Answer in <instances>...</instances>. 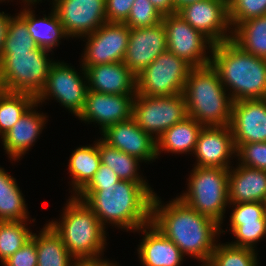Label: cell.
<instances>
[{
	"label": "cell",
	"instance_id": "cell-27",
	"mask_svg": "<svg viewBox=\"0 0 266 266\" xmlns=\"http://www.w3.org/2000/svg\"><path fill=\"white\" fill-rule=\"evenodd\" d=\"M93 145L80 146L73 150L69 162L68 171L71 175V187L73 196H76L93 178L101 164V158L97 142Z\"/></svg>",
	"mask_w": 266,
	"mask_h": 266
},
{
	"label": "cell",
	"instance_id": "cell-37",
	"mask_svg": "<svg viewBox=\"0 0 266 266\" xmlns=\"http://www.w3.org/2000/svg\"><path fill=\"white\" fill-rule=\"evenodd\" d=\"M232 233L237 240L230 245L256 250V243L266 236V220L242 222Z\"/></svg>",
	"mask_w": 266,
	"mask_h": 266
},
{
	"label": "cell",
	"instance_id": "cell-36",
	"mask_svg": "<svg viewBox=\"0 0 266 266\" xmlns=\"http://www.w3.org/2000/svg\"><path fill=\"white\" fill-rule=\"evenodd\" d=\"M163 15L149 0H135L128 18L123 22L130 28H144L160 23Z\"/></svg>",
	"mask_w": 266,
	"mask_h": 266
},
{
	"label": "cell",
	"instance_id": "cell-25",
	"mask_svg": "<svg viewBox=\"0 0 266 266\" xmlns=\"http://www.w3.org/2000/svg\"><path fill=\"white\" fill-rule=\"evenodd\" d=\"M202 128L203 126L190 116L168 128L156 140L157 159L163 151L173 154H193Z\"/></svg>",
	"mask_w": 266,
	"mask_h": 266
},
{
	"label": "cell",
	"instance_id": "cell-46",
	"mask_svg": "<svg viewBox=\"0 0 266 266\" xmlns=\"http://www.w3.org/2000/svg\"><path fill=\"white\" fill-rule=\"evenodd\" d=\"M174 7H175V13L178 12L181 8H183L184 6L191 4V3H195L201 0H172Z\"/></svg>",
	"mask_w": 266,
	"mask_h": 266
},
{
	"label": "cell",
	"instance_id": "cell-3",
	"mask_svg": "<svg viewBox=\"0 0 266 266\" xmlns=\"http://www.w3.org/2000/svg\"><path fill=\"white\" fill-rule=\"evenodd\" d=\"M211 65L233 102L266 98V59L256 57L231 39L214 44Z\"/></svg>",
	"mask_w": 266,
	"mask_h": 266
},
{
	"label": "cell",
	"instance_id": "cell-49",
	"mask_svg": "<svg viewBox=\"0 0 266 266\" xmlns=\"http://www.w3.org/2000/svg\"><path fill=\"white\" fill-rule=\"evenodd\" d=\"M32 2H42V0H31Z\"/></svg>",
	"mask_w": 266,
	"mask_h": 266
},
{
	"label": "cell",
	"instance_id": "cell-15",
	"mask_svg": "<svg viewBox=\"0 0 266 266\" xmlns=\"http://www.w3.org/2000/svg\"><path fill=\"white\" fill-rule=\"evenodd\" d=\"M135 94H107L88 90L84 107L77 118L87 124L98 123L102 132L106 127L132 117Z\"/></svg>",
	"mask_w": 266,
	"mask_h": 266
},
{
	"label": "cell",
	"instance_id": "cell-34",
	"mask_svg": "<svg viewBox=\"0 0 266 266\" xmlns=\"http://www.w3.org/2000/svg\"><path fill=\"white\" fill-rule=\"evenodd\" d=\"M37 47L30 36L26 21L19 14L11 15L2 52L31 51Z\"/></svg>",
	"mask_w": 266,
	"mask_h": 266
},
{
	"label": "cell",
	"instance_id": "cell-38",
	"mask_svg": "<svg viewBox=\"0 0 266 266\" xmlns=\"http://www.w3.org/2000/svg\"><path fill=\"white\" fill-rule=\"evenodd\" d=\"M233 207L231 210L230 229L233 232L242 222H250L256 220H266L265 203L262 202H244L229 203Z\"/></svg>",
	"mask_w": 266,
	"mask_h": 266
},
{
	"label": "cell",
	"instance_id": "cell-7",
	"mask_svg": "<svg viewBox=\"0 0 266 266\" xmlns=\"http://www.w3.org/2000/svg\"><path fill=\"white\" fill-rule=\"evenodd\" d=\"M187 180V191L178 198L200 214L222 225L226 207H229V169L194 166Z\"/></svg>",
	"mask_w": 266,
	"mask_h": 266
},
{
	"label": "cell",
	"instance_id": "cell-16",
	"mask_svg": "<svg viewBox=\"0 0 266 266\" xmlns=\"http://www.w3.org/2000/svg\"><path fill=\"white\" fill-rule=\"evenodd\" d=\"M167 51L166 29L162 21L144 28H130L123 63L137 76L157 56Z\"/></svg>",
	"mask_w": 266,
	"mask_h": 266
},
{
	"label": "cell",
	"instance_id": "cell-23",
	"mask_svg": "<svg viewBox=\"0 0 266 266\" xmlns=\"http://www.w3.org/2000/svg\"><path fill=\"white\" fill-rule=\"evenodd\" d=\"M229 169V203L266 201V171L236 164Z\"/></svg>",
	"mask_w": 266,
	"mask_h": 266
},
{
	"label": "cell",
	"instance_id": "cell-26",
	"mask_svg": "<svg viewBox=\"0 0 266 266\" xmlns=\"http://www.w3.org/2000/svg\"><path fill=\"white\" fill-rule=\"evenodd\" d=\"M36 243L37 266H71L75 257L49 223L31 237Z\"/></svg>",
	"mask_w": 266,
	"mask_h": 266
},
{
	"label": "cell",
	"instance_id": "cell-24",
	"mask_svg": "<svg viewBox=\"0 0 266 266\" xmlns=\"http://www.w3.org/2000/svg\"><path fill=\"white\" fill-rule=\"evenodd\" d=\"M39 2L29 1L23 6V10L19 14L27 23L28 31L31 38L36 42L37 46L40 48L47 49L48 51H53V48L59 46L61 39L67 36L56 11L52 8L50 14L45 15L42 18H36L32 10V4H37ZM29 6V7H28ZM34 11V12H33Z\"/></svg>",
	"mask_w": 266,
	"mask_h": 266
},
{
	"label": "cell",
	"instance_id": "cell-12",
	"mask_svg": "<svg viewBox=\"0 0 266 266\" xmlns=\"http://www.w3.org/2000/svg\"><path fill=\"white\" fill-rule=\"evenodd\" d=\"M129 37L130 27L125 23H104L92 34L82 37L87 42L80 66L123 62Z\"/></svg>",
	"mask_w": 266,
	"mask_h": 266
},
{
	"label": "cell",
	"instance_id": "cell-2",
	"mask_svg": "<svg viewBox=\"0 0 266 266\" xmlns=\"http://www.w3.org/2000/svg\"><path fill=\"white\" fill-rule=\"evenodd\" d=\"M155 194L148 183L120 180L109 186H85L76 197L105 228L113 224L118 229L134 232L151 222Z\"/></svg>",
	"mask_w": 266,
	"mask_h": 266
},
{
	"label": "cell",
	"instance_id": "cell-40",
	"mask_svg": "<svg viewBox=\"0 0 266 266\" xmlns=\"http://www.w3.org/2000/svg\"><path fill=\"white\" fill-rule=\"evenodd\" d=\"M1 264L2 266H37V250L35 241L31 238Z\"/></svg>",
	"mask_w": 266,
	"mask_h": 266
},
{
	"label": "cell",
	"instance_id": "cell-6",
	"mask_svg": "<svg viewBox=\"0 0 266 266\" xmlns=\"http://www.w3.org/2000/svg\"><path fill=\"white\" fill-rule=\"evenodd\" d=\"M51 51L37 47L31 51L2 52L0 89L35 97L44 88L51 64Z\"/></svg>",
	"mask_w": 266,
	"mask_h": 266
},
{
	"label": "cell",
	"instance_id": "cell-33",
	"mask_svg": "<svg viewBox=\"0 0 266 266\" xmlns=\"http://www.w3.org/2000/svg\"><path fill=\"white\" fill-rule=\"evenodd\" d=\"M257 251L236 247L228 242L217 243L209 262L213 266H258Z\"/></svg>",
	"mask_w": 266,
	"mask_h": 266
},
{
	"label": "cell",
	"instance_id": "cell-14",
	"mask_svg": "<svg viewBox=\"0 0 266 266\" xmlns=\"http://www.w3.org/2000/svg\"><path fill=\"white\" fill-rule=\"evenodd\" d=\"M177 13L214 44L232 37L228 0H201L184 6Z\"/></svg>",
	"mask_w": 266,
	"mask_h": 266
},
{
	"label": "cell",
	"instance_id": "cell-47",
	"mask_svg": "<svg viewBox=\"0 0 266 266\" xmlns=\"http://www.w3.org/2000/svg\"><path fill=\"white\" fill-rule=\"evenodd\" d=\"M201 266H213L209 261L202 262Z\"/></svg>",
	"mask_w": 266,
	"mask_h": 266
},
{
	"label": "cell",
	"instance_id": "cell-18",
	"mask_svg": "<svg viewBox=\"0 0 266 266\" xmlns=\"http://www.w3.org/2000/svg\"><path fill=\"white\" fill-rule=\"evenodd\" d=\"M193 154L197 159L194 166L230 169V158L236 156L230 126H203Z\"/></svg>",
	"mask_w": 266,
	"mask_h": 266
},
{
	"label": "cell",
	"instance_id": "cell-31",
	"mask_svg": "<svg viewBox=\"0 0 266 266\" xmlns=\"http://www.w3.org/2000/svg\"><path fill=\"white\" fill-rule=\"evenodd\" d=\"M36 103V97L27 93L0 89V137Z\"/></svg>",
	"mask_w": 266,
	"mask_h": 266
},
{
	"label": "cell",
	"instance_id": "cell-11",
	"mask_svg": "<svg viewBox=\"0 0 266 266\" xmlns=\"http://www.w3.org/2000/svg\"><path fill=\"white\" fill-rule=\"evenodd\" d=\"M162 23L166 29L167 51L192 68L210 65L212 56L207 53H212L214 43L209 38L194 29L177 12L164 15Z\"/></svg>",
	"mask_w": 266,
	"mask_h": 266
},
{
	"label": "cell",
	"instance_id": "cell-22",
	"mask_svg": "<svg viewBox=\"0 0 266 266\" xmlns=\"http://www.w3.org/2000/svg\"><path fill=\"white\" fill-rule=\"evenodd\" d=\"M134 232L144 235L137 248L142 266H181L183 253L151 222Z\"/></svg>",
	"mask_w": 266,
	"mask_h": 266
},
{
	"label": "cell",
	"instance_id": "cell-45",
	"mask_svg": "<svg viewBox=\"0 0 266 266\" xmlns=\"http://www.w3.org/2000/svg\"><path fill=\"white\" fill-rule=\"evenodd\" d=\"M155 8L164 16L175 13V7L172 0H149Z\"/></svg>",
	"mask_w": 266,
	"mask_h": 266
},
{
	"label": "cell",
	"instance_id": "cell-48",
	"mask_svg": "<svg viewBox=\"0 0 266 266\" xmlns=\"http://www.w3.org/2000/svg\"><path fill=\"white\" fill-rule=\"evenodd\" d=\"M4 1H6V0H0V2H4ZM8 1V0H7ZM12 1V0H11ZM29 1H31V0H22V2L25 4V3H28Z\"/></svg>",
	"mask_w": 266,
	"mask_h": 266
},
{
	"label": "cell",
	"instance_id": "cell-10",
	"mask_svg": "<svg viewBox=\"0 0 266 266\" xmlns=\"http://www.w3.org/2000/svg\"><path fill=\"white\" fill-rule=\"evenodd\" d=\"M80 68H82L81 73L68 63L54 61L50 66L44 88L36 97V102L40 105L45 103L46 99L49 101L54 98L77 117L84 107L88 92L87 74L83 67Z\"/></svg>",
	"mask_w": 266,
	"mask_h": 266
},
{
	"label": "cell",
	"instance_id": "cell-35",
	"mask_svg": "<svg viewBox=\"0 0 266 266\" xmlns=\"http://www.w3.org/2000/svg\"><path fill=\"white\" fill-rule=\"evenodd\" d=\"M231 27L246 20L266 15V0H228Z\"/></svg>",
	"mask_w": 266,
	"mask_h": 266
},
{
	"label": "cell",
	"instance_id": "cell-29",
	"mask_svg": "<svg viewBox=\"0 0 266 266\" xmlns=\"http://www.w3.org/2000/svg\"><path fill=\"white\" fill-rule=\"evenodd\" d=\"M231 40L246 52L266 59V15L234 26Z\"/></svg>",
	"mask_w": 266,
	"mask_h": 266
},
{
	"label": "cell",
	"instance_id": "cell-19",
	"mask_svg": "<svg viewBox=\"0 0 266 266\" xmlns=\"http://www.w3.org/2000/svg\"><path fill=\"white\" fill-rule=\"evenodd\" d=\"M101 139L112 147L143 162H153L157 158L156 140L143 131L133 117L106 127Z\"/></svg>",
	"mask_w": 266,
	"mask_h": 266
},
{
	"label": "cell",
	"instance_id": "cell-41",
	"mask_svg": "<svg viewBox=\"0 0 266 266\" xmlns=\"http://www.w3.org/2000/svg\"><path fill=\"white\" fill-rule=\"evenodd\" d=\"M135 0H106L107 22L123 23Z\"/></svg>",
	"mask_w": 266,
	"mask_h": 266
},
{
	"label": "cell",
	"instance_id": "cell-32",
	"mask_svg": "<svg viewBox=\"0 0 266 266\" xmlns=\"http://www.w3.org/2000/svg\"><path fill=\"white\" fill-rule=\"evenodd\" d=\"M29 220L0 221V261H5L32 237Z\"/></svg>",
	"mask_w": 266,
	"mask_h": 266
},
{
	"label": "cell",
	"instance_id": "cell-4",
	"mask_svg": "<svg viewBox=\"0 0 266 266\" xmlns=\"http://www.w3.org/2000/svg\"><path fill=\"white\" fill-rule=\"evenodd\" d=\"M183 95L188 116L202 126H230L233 100L211 64L190 70Z\"/></svg>",
	"mask_w": 266,
	"mask_h": 266
},
{
	"label": "cell",
	"instance_id": "cell-1",
	"mask_svg": "<svg viewBox=\"0 0 266 266\" xmlns=\"http://www.w3.org/2000/svg\"><path fill=\"white\" fill-rule=\"evenodd\" d=\"M151 223L176 244L184 256L189 255L201 262L210 260L218 242L216 239L226 233L221 225L177 196L162 205L161 198L154 195Z\"/></svg>",
	"mask_w": 266,
	"mask_h": 266
},
{
	"label": "cell",
	"instance_id": "cell-43",
	"mask_svg": "<svg viewBox=\"0 0 266 266\" xmlns=\"http://www.w3.org/2000/svg\"><path fill=\"white\" fill-rule=\"evenodd\" d=\"M115 263L107 259L97 258H75L71 266H114Z\"/></svg>",
	"mask_w": 266,
	"mask_h": 266
},
{
	"label": "cell",
	"instance_id": "cell-9",
	"mask_svg": "<svg viewBox=\"0 0 266 266\" xmlns=\"http://www.w3.org/2000/svg\"><path fill=\"white\" fill-rule=\"evenodd\" d=\"M191 69L180 57L166 51L136 76L137 94L159 97L181 94Z\"/></svg>",
	"mask_w": 266,
	"mask_h": 266
},
{
	"label": "cell",
	"instance_id": "cell-21",
	"mask_svg": "<svg viewBox=\"0 0 266 266\" xmlns=\"http://www.w3.org/2000/svg\"><path fill=\"white\" fill-rule=\"evenodd\" d=\"M82 67L88 90L117 95L137 93L136 75L123 62Z\"/></svg>",
	"mask_w": 266,
	"mask_h": 266
},
{
	"label": "cell",
	"instance_id": "cell-17",
	"mask_svg": "<svg viewBox=\"0 0 266 266\" xmlns=\"http://www.w3.org/2000/svg\"><path fill=\"white\" fill-rule=\"evenodd\" d=\"M230 129L236 149L241 144L266 142V98L233 102Z\"/></svg>",
	"mask_w": 266,
	"mask_h": 266
},
{
	"label": "cell",
	"instance_id": "cell-13",
	"mask_svg": "<svg viewBox=\"0 0 266 266\" xmlns=\"http://www.w3.org/2000/svg\"><path fill=\"white\" fill-rule=\"evenodd\" d=\"M52 6L70 38L92 34L107 22L106 0H52Z\"/></svg>",
	"mask_w": 266,
	"mask_h": 266
},
{
	"label": "cell",
	"instance_id": "cell-39",
	"mask_svg": "<svg viewBox=\"0 0 266 266\" xmlns=\"http://www.w3.org/2000/svg\"><path fill=\"white\" fill-rule=\"evenodd\" d=\"M235 158L240 165L266 171V142L241 144Z\"/></svg>",
	"mask_w": 266,
	"mask_h": 266
},
{
	"label": "cell",
	"instance_id": "cell-8",
	"mask_svg": "<svg viewBox=\"0 0 266 266\" xmlns=\"http://www.w3.org/2000/svg\"><path fill=\"white\" fill-rule=\"evenodd\" d=\"M188 116L183 93L172 96L135 94L132 117L154 140Z\"/></svg>",
	"mask_w": 266,
	"mask_h": 266
},
{
	"label": "cell",
	"instance_id": "cell-5",
	"mask_svg": "<svg viewBox=\"0 0 266 266\" xmlns=\"http://www.w3.org/2000/svg\"><path fill=\"white\" fill-rule=\"evenodd\" d=\"M62 212L59 221L48 223L60 235L67 251L75 258H103L107 230L93 211L82 200L71 195Z\"/></svg>",
	"mask_w": 266,
	"mask_h": 266
},
{
	"label": "cell",
	"instance_id": "cell-42",
	"mask_svg": "<svg viewBox=\"0 0 266 266\" xmlns=\"http://www.w3.org/2000/svg\"><path fill=\"white\" fill-rule=\"evenodd\" d=\"M120 181L117 174L104 164H100L98 171L86 186H109Z\"/></svg>",
	"mask_w": 266,
	"mask_h": 266
},
{
	"label": "cell",
	"instance_id": "cell-28",
	"mask_svg": "<svg viewBox=\"0 0 266 266\" xmlns=\"http://www.w3.org/2000/svg\"><path fill=\"white\" fill-rule=\"evenodd\" d=\"M13 178L0 166V221H24L29 219V212L23 193Z\"/></svg>",
	"mask_w": 266,
	"mask_h": 266
},
{
	"label": "cell",
	"instance_id": "cell-44",
	"mask_svg": "<svg viewBox=\"0 0 266 266\" xmlns=\"http://www.w3.org/2000/svg\"><path fill=\"white\" fill-rule=\"evenodd\" d=\"M11 16L5 14L3 11L0 12V61L2 59V51L4 47V42L6 39L8 24L10 21Z\"/></svg>",
	"mask_w": 266,
	"mask_h": 266
},
{
	"label": "cell",
	"instance_id": "cell-20",
	"mask_svg": "<svg viewBox=\"0 0 266 266\" xmlns=\"http://www.w3.org/2000/svg\"><path fill=\"white\" fill-rule=\"evenodd\" d=\"M36 102L2 137L3 149L11 161H20L27 151L34 146L47 123L45 114L35 110ZM44 126V127H43Z\"/></svg>",
	"mask_w": 266,
	"mask_h": 266
},
{
	"label": "cell",
	"instance_id": "cell-30",
	"mask_svg": "<svg viewBox=\"0 0 266 266\" xmlns=\"http://www.w3.org/2000/svg\"><path fill=\"white\" fill-rule=\"evenodd\" d=\"M96 141L101 158V164H104L112 169L120 180L148 183L147 180H144V178L137 172L140 168L139 164L143 161L110 146L101 138Z\"/></svg>",
	"mask_w": 266,
	"mask_h": 266
}]
</instances>
